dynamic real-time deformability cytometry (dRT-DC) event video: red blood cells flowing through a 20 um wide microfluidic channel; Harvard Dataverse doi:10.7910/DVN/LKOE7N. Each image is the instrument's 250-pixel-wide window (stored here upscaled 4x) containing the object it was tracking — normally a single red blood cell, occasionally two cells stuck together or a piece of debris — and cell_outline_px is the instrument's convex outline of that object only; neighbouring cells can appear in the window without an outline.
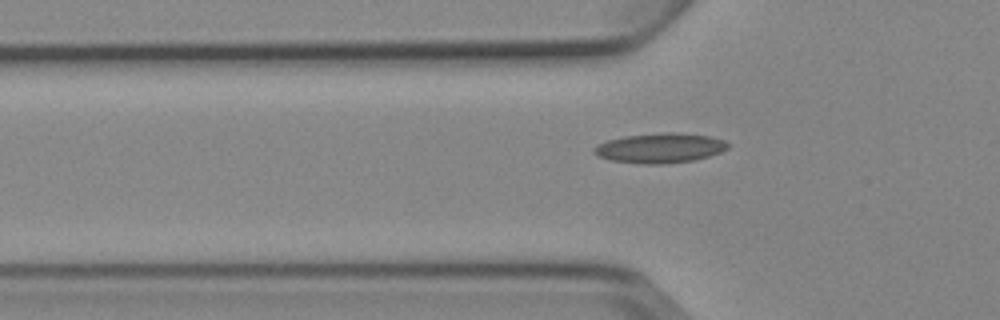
{"species": "Egyptian fruit bat (a non-hibernating species)", "species_latin": "Rousettus aegyptiacus", "temperature_condition": "cold", "stored_images_in_passage": 6, "segment_of_instrument_passage": [2, 2], "camera_frame_rate_fps": 3000, "um_per_image_px": 0.085, "animal": {"sex": "female"}, "frame": {"image": 1, "passage_image": 6, "time_ms": 6.667, "image_size_px": [1000, 320], "cell_outline_px": [[728, 148], [720, 152], [696, 160], [664, 164], [644, 164], [608, 160], [592, 152], [592, 148], [596, 144], [608, 140], [624, 136], [664, 132], [672, 132], [712, 136], [724, 140], [728, 144]], "centroid_in_image_um": [56.08, 12.58], "position_along_channel_um": 69.7, "area_um2": 23.41}}